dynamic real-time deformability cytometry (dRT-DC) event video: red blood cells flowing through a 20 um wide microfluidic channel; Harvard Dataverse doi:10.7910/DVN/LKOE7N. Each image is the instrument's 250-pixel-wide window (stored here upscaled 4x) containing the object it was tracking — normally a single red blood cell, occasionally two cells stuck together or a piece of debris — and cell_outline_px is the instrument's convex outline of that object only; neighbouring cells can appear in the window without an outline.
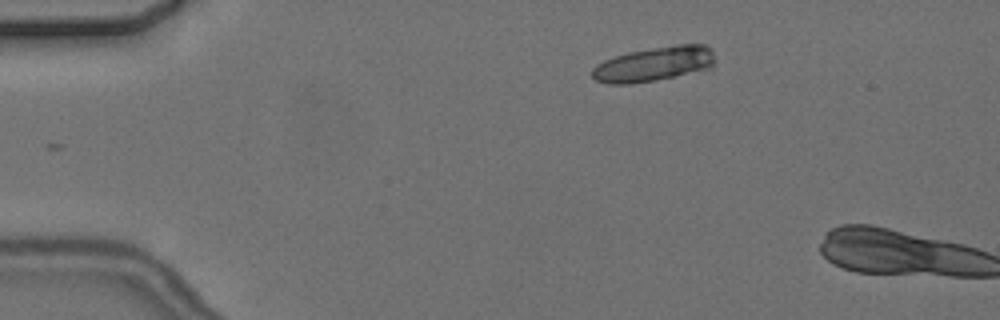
{"species": "common noctule bat (a hibernating species)", "species_latin": "Nyctalus noctula", "temperature_condition": "cold", "stored_images_in_passage": 3, "camera_frame_rate_fps": 3000, "um_per_image_px": 0.085, "animal": {"sex": "female", "body_mass_g": 24.6, "forearm_length_mm": 56.2}, "frame": {"image": 1, "passage_image": 3, "time_ms": 2.333, "image_size_px": [1000, 320], "cell_outline_px": [[716, 60], [712, 68], [676, 76], [656, 80], [628, 84], [608, 84], [596, 80], [592, 76], [592, 68], [596, 64], [604, 60], [628, 52], [676, 44], [704, 44], [712, 48]], "centroid_in_image_um": [55.63, 5.44], "position_along_channel_um": 29.4, "area_um2": 24.97}}